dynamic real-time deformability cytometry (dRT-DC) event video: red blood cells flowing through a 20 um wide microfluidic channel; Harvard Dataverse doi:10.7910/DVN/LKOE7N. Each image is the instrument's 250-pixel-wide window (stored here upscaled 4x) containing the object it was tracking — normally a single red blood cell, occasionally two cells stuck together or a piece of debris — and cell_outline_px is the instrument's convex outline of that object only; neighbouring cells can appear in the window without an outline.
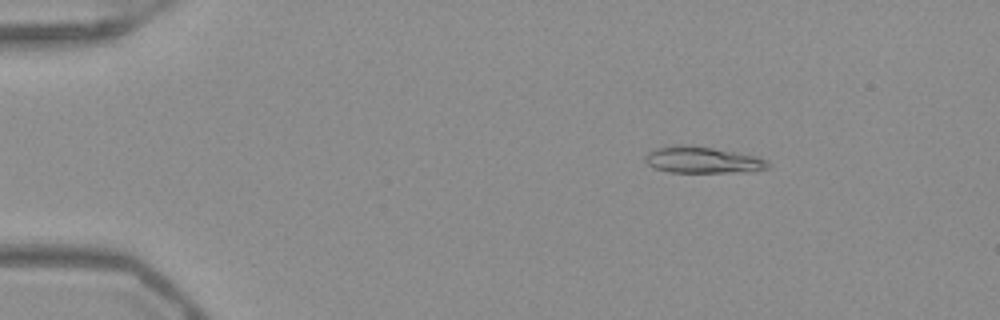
{"species": "Egyptian fruit bat (a non-hibernating species)", "species_latin": "Rousettus aegyptiacus", "temperature_condition": "warm", "stored_images_in_passage": 53, "camera_frame_rate_fps": 3000, "um_per_image_px": 0.085, "frame": {"image": 1, "passage_image": 9, "time_ms": 2.667, "image_size_px": [1000, 320], "cell_outline_px": [[772, 164], [768, 168], [752, 172], [668, 172], [656, 168], [648, 164], [644, 160], [644, 156], [648, 152], [656, 148], [676, 144], [688, 144], [736, 152], [756, 156], [768, 160]], "centroid_in_image_um": [59.75, 13.59], "position_along_channel_um": 25.3, "area_um2": 19.19}}
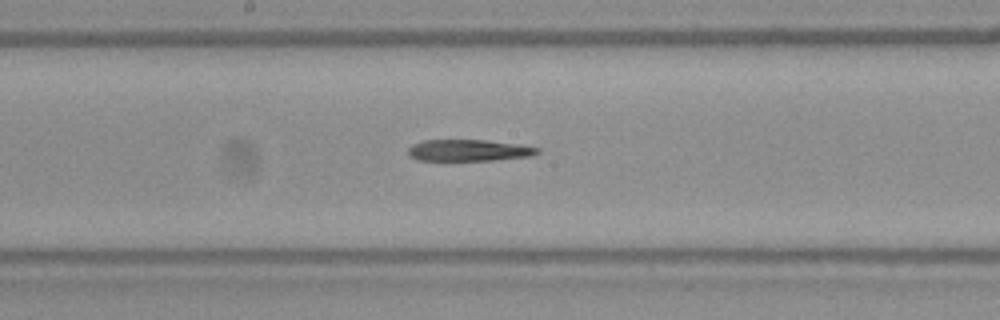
{"frame": {"image": 2, "passage_image": 29, "time_ms": 9.333, "image_size_px": [1000, 320], "cell_outline_px": [[540, 152], [532, 156], [492, 160], [416, 160], [408, 156], [408, 148], [412, 144], [424, 140], [488, 140], [520, 144], [540, 148]], "centroid_in_image_um": [39.85, 12.77], "position_along_channel_um": 208.4, "area_um2": 16.36}}
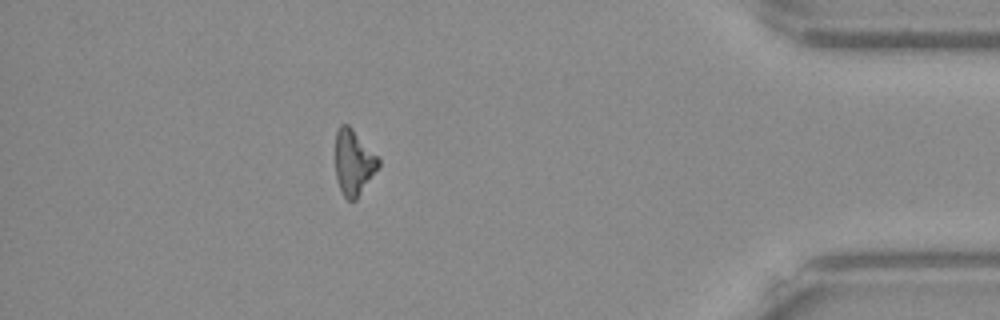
{"frame": {"image": 3, "passage_image": 47, "time_ms": 15.333, "image_size_px": [1000, 320], "cell_outline_px": [[380, 168], [356, 200], [348, 200], [344, 196], [336, 180], [336, 132], [340, 124], [348, 124], [352, 128], [380, 160]], "centroid_in_image_um": [30.07, 13.83], "position_along_channel_um": 405.1, "area_um2": 16.42}}